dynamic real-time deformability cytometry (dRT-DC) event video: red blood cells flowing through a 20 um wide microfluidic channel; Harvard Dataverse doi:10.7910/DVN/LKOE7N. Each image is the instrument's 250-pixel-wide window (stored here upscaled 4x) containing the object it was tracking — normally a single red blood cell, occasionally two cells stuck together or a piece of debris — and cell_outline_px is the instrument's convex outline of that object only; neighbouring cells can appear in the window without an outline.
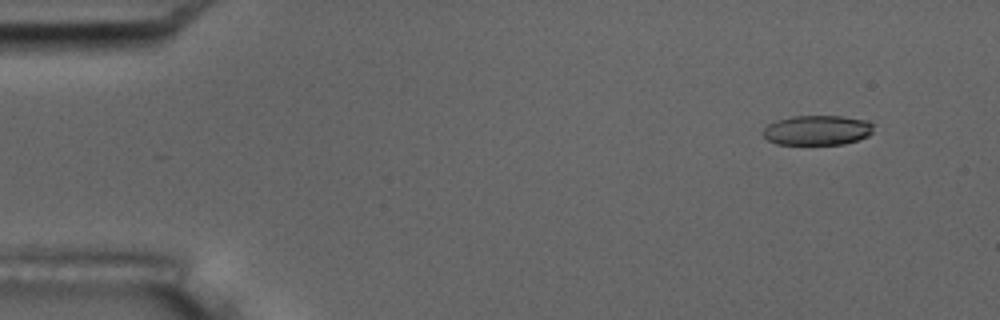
{"species": "common noctule bat (a hibernating species)", "species_latin": "Nyctalus noctula", "temperature_condition": "room temperature", "stored_images_in_passage": 5, "camera_frame_rate_fps": 3000, "um_per_image_px": 0.085, "animal": {"sex": "male", "body_mass_g": 17.5, "forearm_length_mm": 52.3}, "frame": {"image": 1, "passage_image": 1, "time_ms": 0.0, "image_size_px": [1000, 320], "cell_outline_px": [[872, 132], [868, 136], [844, 144], [776, 144], [768, 140], [760, 132], [768, 124], [776, 120], [792, 116], [844, 116], [864, 120], [872, 124]], "centroid_in_image_um": [69.42, 11.06], "position_along_channel_um": 15.6, "area_um2": 19.19}}